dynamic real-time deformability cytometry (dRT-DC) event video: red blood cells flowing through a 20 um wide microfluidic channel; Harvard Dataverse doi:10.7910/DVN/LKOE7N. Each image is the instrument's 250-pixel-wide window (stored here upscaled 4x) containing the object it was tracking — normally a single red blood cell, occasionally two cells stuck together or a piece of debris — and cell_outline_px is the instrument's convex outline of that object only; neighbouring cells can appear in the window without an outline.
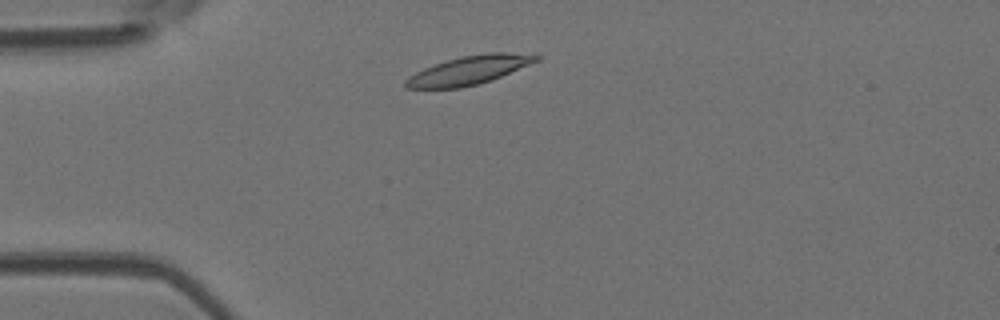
{"species": "Egyptian fruit bat (a non-hibernating species)", "species_latin": "Rousettus aegyptiacus", "temperature_condition": "room temperature", "stored_images_in_passage": 4, "camera_frame_rate_fps": 3000, "um_per_image_px": 0.085, "animal": {"sex": "female"}, "frame": {"image": 1, "passage_image": 1, "time_ms": 0.0, "image_size_px": [1000, 320], "cell_outline_px": [[540, 60], [480, 84], [460, 88], [404, 88], [404, 80], [416, 72], [424, 68], [460, 56], [488, 52], [536, 52], [540, 56]], "centroid_in_image_um": [39.94, 5.94], "position_along_channel_um": 45.1, "area_um2": 21.96}}
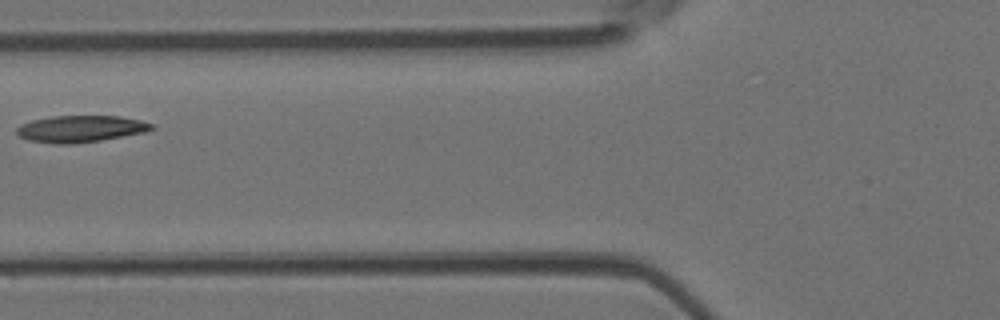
{"frame": {"image": 2, "passage_image": 3, "time_ms": 0.667, "image_size_px": [1000, 320], "cell_outline_px": [[156, 128], [144, 132], [100, 140], [72, 144], [56, 144], [28, 140], [20, 136], [16, 132], [16, 128], [20, 124], [32, 120], [52, 116], [120, 116], [140, 120], [152, 124]], "centroid_in_image_um": [6.82, 10.95], "position_along_channel_um": 119.0, "area_um2": 20.92}}
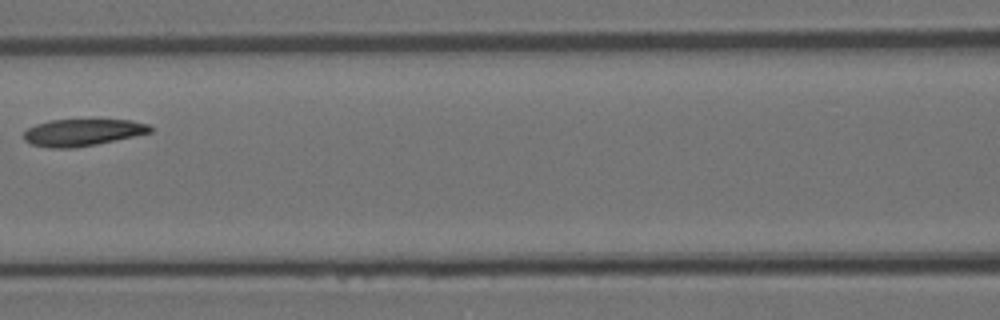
{"frame": {"image": 3, "passage_image": 4, "time_ms": 1.0, "image_size_px": [1000, 320], "cell_outline_px": [[152, 132], [96, 144], [72, 148], [48, 148], [32, 144], [24, 140], [24, 132], [28, 128], [36, 124], [52, 120], [132, 120], [148, 124], [152, 128]], "centroid_in_image_um": [7.0, 11.26], "position_along_channel_um": 159.6, "area_um2": 19.65}}